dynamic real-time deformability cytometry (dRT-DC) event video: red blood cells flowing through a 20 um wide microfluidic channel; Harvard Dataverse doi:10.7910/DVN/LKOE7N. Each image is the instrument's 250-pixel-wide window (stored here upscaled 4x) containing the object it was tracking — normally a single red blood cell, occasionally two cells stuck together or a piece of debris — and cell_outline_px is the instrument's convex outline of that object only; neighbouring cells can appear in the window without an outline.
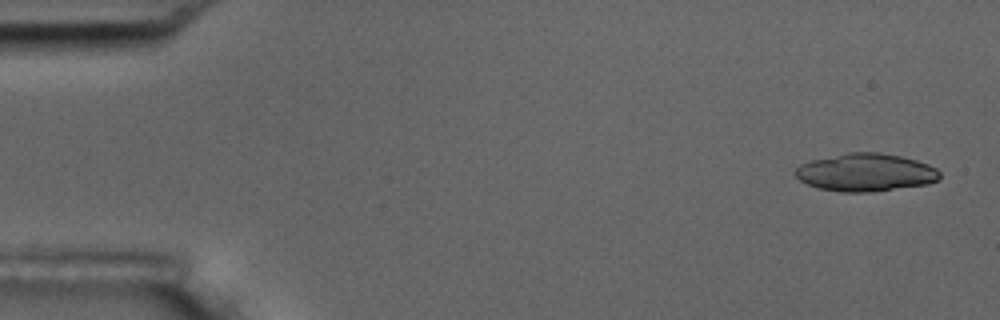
{"species": "common noctule bat (a hibernating species)", "species_latin": "Nyctalus noctula", "temperature_condition": "room temperature", "stored_images_in_passage": 4, "camera_frame_rate_fps": 3000, "um_per_image_px": 0.085, "animal": {"sex": "male", "body_mass_g": 17.5, "forearm_length_mm": 52.3}, "frame": {"image": 1, "passage_image": 1, "time_ms": 0.0, "image_size_px": [1000, 320], "cell_outline_px": [[940, 180], [928, 184], [868, 192], [840, 192], [820, 188], [808, 184], [800, 180], [796, 176], [796, 168], [800, 164], [812, 160], [848, 152], [880, 152], [900, 156], [916, 160], [928, 164], [936, 168], [940, 172]], "centroid_in_image_um": [73.61, 14.65], "position_along_channel_um": 11.4, "area_um2": 31.73}}